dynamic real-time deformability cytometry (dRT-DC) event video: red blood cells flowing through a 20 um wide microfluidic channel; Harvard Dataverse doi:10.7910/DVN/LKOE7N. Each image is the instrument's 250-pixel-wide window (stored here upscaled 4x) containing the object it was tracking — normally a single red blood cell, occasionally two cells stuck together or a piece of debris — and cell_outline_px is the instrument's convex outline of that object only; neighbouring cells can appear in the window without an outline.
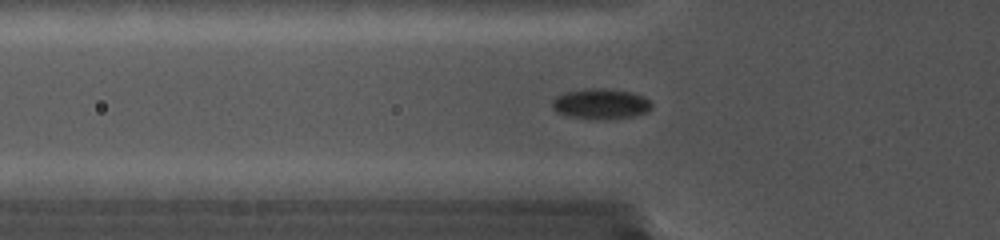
{"species": "common noctule bat (a hibernating species)", "species_latin": "Nyctalus noctula", "temperature_condition": "cold", "stored_images_in_passage": 35, "camera_frame_rate_fps": 5000, "um_per_image_px": 0.085, "animal": {"sex": "female", "body_mass_g": 19.0, "forearm_length_mm": 56.7}, "frame": {"image": 1, "passage_image": 12, "time_ms": 2.2, "image_size_px": [1000, 240], "cell_outline_px": [[652, 108], [648, 112], [632, 116], [608, 120], [588, 120], [568, 116], [556, 112], [552, 108], [552, 100], [556, 96], [568, 92], [584, 88], [604, 88], [632, 92], [644, 96], [652, 104]], "centroid_in_image_um": [51.06, 8.85], "position_along_channel_um": 74.7, "area_um2": 18.03}}
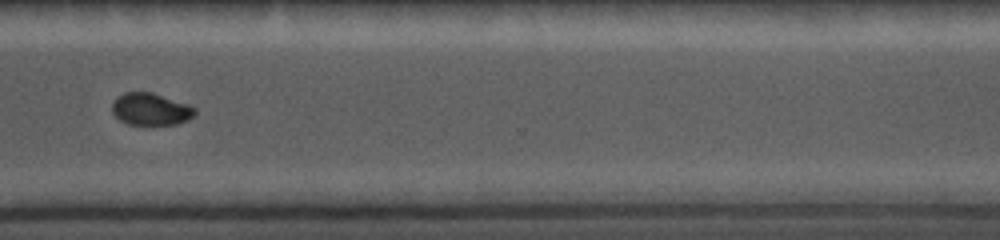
{"frame": {"image": 2, "passage_image": 28, "time_ms": 5.4, "image_size_px": [1000, 240], "cell_outline_px": [[196, 112], [188, 120], [176, 124], [144, 128], [128, 124], [120, 120], [112, 112], [112, 104], [116, 96], [124, 92], [152, 92], [188, 104], [196, 108]], "centroid_in_image_um": [12.79, 9.32], "position_along_channel_um": 357.8, "area_um2": 16.18}}
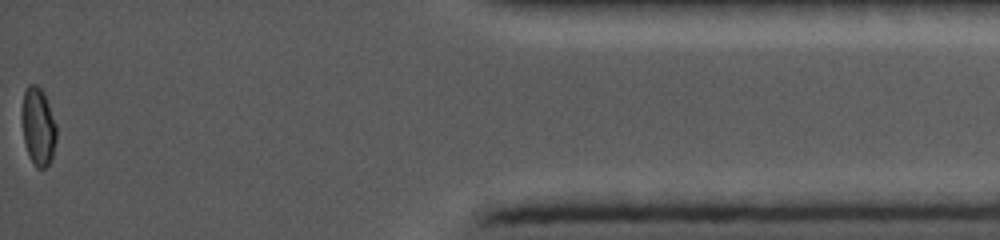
{"frame": {"image": 3, "passage_image": 35, "time_ms": 6.8, "image_size_px": [1000, 240], "cell_outline_px": [[56, 140], [52, 160], [44, 168], [36, 168], [28, 156], [24, 144], [20, 116], [20, 112], [24, 92], [28, 84], [36, 84], [44, 92], [56, 124]], "centroid_in_image_um": [3.21, 10.76], "position_along_channel_um": 432.0, "area_um2": 16.18}}